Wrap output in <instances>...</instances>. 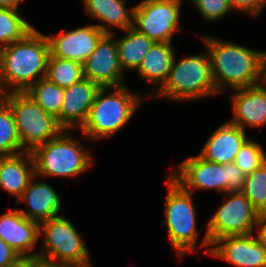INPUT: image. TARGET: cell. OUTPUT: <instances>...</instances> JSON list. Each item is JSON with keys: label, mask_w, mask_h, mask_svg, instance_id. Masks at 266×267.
I'll list each match as a JSON object with an SVG mask.
<instances>
[{"label": "cell", "mask_w": 266, "mask_h": 267, "mask_svg": "<svg viewBox=\"0 0 266 267\" xmlns=\"http://www.w3.org/2000/svg\"><path fill=\"white\" fill-rule=\"evenodd\" d=\"M49 55L46 35L35 28L22 40L1 49L0 76L6 92H26L45 78Z\"/></svg>", "instance_id": "obj_1"}, {"label": "cell", "mask_w": 266, "mask_h": 267, "mask_svg": "<svg viewBox=\"0 0 266 267\" xmlns=\"http://www.w3.org/2000/svg\"><path fill=\"white\" fill-rule=\"evenodd\" d=\"M208 51L217 93L260 84L263 51L217 37L201 36ZM227 87V88H226Z\"/></svg>", "instance_id": "obj_2"}, {"label": "cell", "mask_w": 266, "mask_h": 267, "mask_svg": "<svg viewBox=\"0 0 266 267\" xmlns=\"http://www.w3.org/2000/svg\"><path fill=\"white\" fill-rule=\"evenodd\" d=\"M139 96L127 89L126 85L101 87L96 93L88 118L80 129L83 139L96 141L115 135L126 126L142 104L143 99Z\"/></svg>", "instance_id": "obj_3"}, {"label": "cell", "mask_w": 266, "mask_h": 267, "mask_svg": "<svg viewBox=\"0 0 266 267\" xmlns=\"http://www.w3.org/2000/svg\"><path fill=\"white\" fill-rule=\"evenodd\" d=\"M153 97L184 102L219 95L212 75L211 61L204 53L185 56L179 61L174 56L168 77ZM157 95V96H156Z\"/></svg>", "instance_id": "obj_4"}, {"label": "cell", "mask_w": 266, "mask_h": 267, "mask_svg": "<svg viewBox=\"0 0 266 267\" xmlns=\"http://www.w3.org/2000/svg\"><path fill=\"white\" fill-rule=\"evenodd\" d=\"M68 130L36 147L32 152L38 177H76L93 165V157Z\"/></svg>", "instance_id": "obj_5"}, {"label": "cell", "mask_w": 266, "mask_h": 267, "mask_svg": "<svg viewBox=\"0 0 266 267\" xmlns=\"http://www.w3.org/2000/svg\"><path fill=\"white\" fill-rule=\"evenodd\" d=\"M165 183L168 187L164 207L166 218L161 227L166 226L175 255L178 254L179 259H183L185 254L198 248L199 230L193 194L184 190L170 176Z\"/></svg>", "instance_id": "obj_6"}, {"label": "cell", "mask_w": 266, "mask_h": 267, "mask_svg": "<svg viewBox=\"0 0 266 267\" xmlns=\"http://www.w3.org/2000/svg\"><path fill=\"white\" fill-rule=\"evenodd\" d=\"M39 237H44L41 261L69 267H92L89 251L79 231L69 219L55 216L39 224Z\"/></svg>", "instance_id": "obj_7"}, {"label": "cell", "mask_w": 266, "mask_h": 267, "mask_svg": "<svg viewBox=\"0 0 266 267\" xmlns=\"http://www.w3.org/2000/svg\"><path fill=\"white\" fill-rule=\"evenodd\" d=\"M4 101L14 115L22 152H32L64 130L26 92H9Z\"/></svg>", "instance_id": "obj_8"}, {"label": "cell", "mask_w": 266, "mask_h": 267, "mask_svg": "<svg viewBox=\"0 0 266 267\" xmlns=\"http://www.w3.org/2000/svg\"><path fill=\"white\" fill-rule=\"evenodd\" d=\"M225 202L217 208L206 225V233L199 247L208 248L225 236L253 234L258 212L251 202L241 193H225ZM206 246V247H205Z\"/></svg>", "instance_id": "obj_9"}, {"label": "cell", "mask_w": 266, "mask_h": 267, "mask_svg": "<svg viewBox=\"0 0 266 267\" xmlns=\"http://www.w3.org/2000/svg\"><path fill=\"white\" fill-rule=\"evenodd\" d=\"M183 3L176 0H142L135 5L133 28L154 42L171 43L179 26Z\"/></svg>", "instance_id": "obj_10"}, {"label": "cell", "mask_w": 266, "mask_h": 267, "mask_svg": "<svg viewBox=\"0 0 266 267\" xmlns=\"http://www.w3.org/2000/svg\"><path fill=\"white\" fill-rule=\"evenodd\" d=\"M177 165L169 176L184 190L192 194L199 189H215L222 194L227 193L226 164L211 162L197 155L188 157Z\"/></svg>", "instance_id": "obj_11"}, {"label": "cell", "mask_w": 266, "mask_h": 267, "mask_svg": "<svg viewBox=\"0 0 266 267\" xmlns=\"http://www.w3.org/2000/svg\"><path fill=\"white\" fill-rule=\"evenodd\" d=\"M116 36L104 34L95 50L82 64L84 78L97 83L100 87L123 86L124 71L119 63Z\"/></svg>", "instance_id": "obj_12"}, {"label": "cell", "mask_w": 266, "mask_h": 267, "mask_svg": "<svg viewBox=\"0 0 266 267\" xmlns=\"http://www.w3.org/2000/svg\"><path fill=\"white\" fill-rule=\"evenodd\" d=\"M209 255L234 267H266V250L254 234L222 237L212 244Z\"/></svg>", "instance_id": "obj_13"}, {"label": "cell", "mask_w": 266, "mask_h": 267, "mask_svg": "<svg viewBox=\"0 0 266 267\" xmlns=\"http://www.w3.org/2000/svg\"><path fill=\"white\" fill-rule=\"evenodd\" d=\"M104 34L96 25H87L46 37L51 56L83 64Z\"/></svg>", "instance_id": "obj_14"}, {"label": "cell", "mask_w": 266, "mask_h": 267, "mask_svg": "<svg viewBox=\"0 0 266 267\" xmlns=\"http://www.w3.org/2000/svg\"><path fill=\"white\" fill-rule=\"evenodd\" d=\"M0 238L21 258L38 257L34 252L39 242V223L22 215L20 209L0 216Z\"/></svg>", "instance_id": "obj_15"}, {"label": "cell", "mask_w": 266, "mask_h": 267, "mask_svg": "<svg viewBox=\"0 0 266 267\" xmlns=\"http://www.w3.org/2000/svg\"><path fill=\"white\" fill-rule=\"evenodd\" d=\"M101 87L88 79L64 88L60 126L69 132L85 124L97 91ZM71 129V130H70Z\"/></svg>", "instance_id": "obj_16"}, {"label": "cell", "mask_w": 266, "mask_h": 267, "mask_svg": "<svg viewBox=\"0 0 266 267\" xmlns=\"http://www.w3.org/2000/svg\"><path fill=\"white\" fill-rule=\"evenodd\" d=\"M233 91V117L228 121L245 131L266 125V89L258 84Z\"/></svg>", "instance_id": "obj_17"}, {"label": "cell", "mask_w": 266, "mask_h": 267, "mask_svg": "<svg viewBox=\"0 0 266 267\" xmlns=\"http://www.w3.org/2000/svg\"><path fill=\"white\" fill-rule=\"evenodd\" d=\"M246 132L226 121L211 134L198 155L222 165L234 162L238 151L248 139Z\"/></svg>", "instance_id": "obj_18"}, {"label": "cell", "mask_w": 266, "mask_h": 267, "mask_svg": "<svg viewBox=\"0 0 266 267\" xmlns=\"http://www.w3.org/2000/svg\"><path fill=\"white\" fill-rule=\"evenodd\" d=\"M36 175L29 181L22 197L17 200V203H25L30 207L25 210H20L22 215L29 220L37 223L44 222L61 212L62 201L60 195L48 183L42 181L35 182Z\"/></svg>", "instance_id": "obj_19"}, {"label": "cell", "mask_w": 266, "mask_h": 267, "mask_svg": "<svg viewBox=\"0 0 266 267\" xmlns=\"http://www.w3.org/2000/svg\"><path fill=\"white\" fill-rule=\"evenodd\" d=\"M85 11L105 34H113L111 28L126 30L133 27L135 6L126 9L127 0H82ZM109 26V27H108Z\"/></svg>", "instance_id": "obj_20"}, {"label": "cell", "mask_w": 266, "mask_h": 267, "mask_svg": "<svg viewBox=\"0 0 266 267\" xmlns=\"http://www.w3.org/2000/svg\"><path fill=\"white\" fill-rule=\"evenodd\" d=\"M35 175L31 152L0 157V188L15 196L22 197L31 178Z\"/></svg>", "instance_id": "obj_21"}, {"label": "cell", "mask_w": 266, "mask_h": 267, "mask_svg": "<svg viewBox=\"0 0 266 267\" xmlns=\"http://www.w3.org/2000/svg\"><path fill=\"white\" fill-rule=\"evenodd\" d=\"M171 43L155 42L142 60L136 72L140 79L146 80L149 84L156 85V91L165 83L175 53Z\"/></svg>", "instance_id": "obj_22"}, {"label": "cell", "mask_w": 266, "mask_h": 267, "mask_svg": "<svg viewBox=\"0 0 266 267\" xmlns=\"http://www.w3.org/2000/svg\"><path fill=\"white\" fill-rule=\"evenodd\" d=\"M124 32L126 35L116 39L120 66L126 72L137 70L155 42L133 27Z\"/></svg>", "instance_id": "obj_23"}, {"label": "cell", "mask_w": 266, "mask_h": 267, "mask_svg": "<svg viewBox=\"0 0 266 267\" xmlns=\"http://www.w3.org/2000/svg\"><path fill=\"white\" fill-rule=\"evenodd\" d=\"M30 97L49 115L54 116L60 125V111L64 88L46 78L34 83L27 91Z\"/></svg>", "instance_id": "obj_24"}, {"label": "cell", "mask_w": 266, "mask_h": 267, "mask_svg": "<svg viewBox=\"0 0 266 267\" xmlns=\"http://www.w3.org/2000/svg\"><path fill=\"white\" fill-rule=\"evenodd\" d=\"M45 78L67 88L84 79L82 63L49 55Z\"/></svg>", "instance_id": "obj_25"}, {"label": "cell", "mask_w": 266, "mask_h": 267, "mask_svg": "<svg viewBox=\"0 0 266 267\" xmlns=\"http://www.w3.org/2000/svg\"><path fill=\"white\" fill-rule=\"evenodd\" d=\"M18 10L0 8V50L22 40L34 27Z\"/></svg>", "instance_id": "obj_26"}, {"label": "cell", "mask_w": 266, "mask_h": 267, "mask_svg": "<svg viewBox=\"0 0 266 267\" xmlns=\"http://www.w3.org/2000/svg\"><path fill=\"white\" fill-rule=\"evenodd\" d=\"M22 153L14 115L9 105L0 102V157Z\"/></svg>", "instance_id": "obj_27"}, {"label": "cell", "mask_w": 266, "mask_h": 267, "mask_svg": "<svg viewBox=\"0 0 266 267\" xmlns=\"http://www.w3.org/2000/svg\"><path fill=\"white\" fill-rule=\"evenodd\" d=\"M241 193L251 202L258 213H266V160L250 174Z\"/></svg>", "instance_id": "obj_28"}, {"label": "cell", "mask_w": 266, "mask_h": 267, "mask_svg": "<svg viewBox=\"0 0 266 267\" xmlns=\"http://www.w3.org/2000/svg\"><path fill=\"white\" fill-rule=\"evenodd\" d=\"M266 160V152L257 141L248 138L238 151L234 163L248 175Z\"/></svg>", "instance_id": "obj_29"}, {"label": "cell", "mask_w": 266, "mask_h": 267, "mask_svg": "<svg viewBox=\"0 0 266 267\" xmlns=\"http://www.w3.org/2000/svg\"><path fill=\"white\" fill-rule=\"evenodd\" d=\"M192 4L207 21H218L233 11L229 0H194Z\"/></svg>", "instance_id": "obj_30"}, {"label": "cell", "mask_w": 266, "mask_h": 267, "mask_svg": "<svg viewBox=\"0 0 266 267\" xmlns=\"http://www.w3.org/2000/svg\"><path fill=\"white\" fill-rule=\"evenodd\" d=\"M226 175L227 193L241 192L245 184L246 174L234 162H231L226 164Z\"/></svg>", "instance_id": "obj_31"}, {"label": "cell", "mask_w": 266, "mask_h": 267, "mask_svg": "<svg viewBox=\"0 0 266 267\" xmlns=\"http://www.w3.org/2000/svg\"><path fill=\"white\" fill-rule=\"evenodd\" d=\"M232 9L257 17L266 5V0H229Z\"/></svg>", "instance_id": "obj_32"}, {"label": "cell", "mask_w": 266, "mask_h": 267, "mask_svg": "<svg viewBox=\"0 0 266 267\" xmlns=\"http://www.w3.org/2000/svg\"><path fill=\"white\" fill-rule=\"evenodd\" d=\"M19 258L21 257L0 238V267H8Z\"/></svg>", "instance_id": "obj_33"}, {"label": "cell", "mask_w": 266, "mask_h": 267, "mask_svg": "<svg viewBox=\"0 0 266 267\" xmlns=\"http://www.w3.org/2000/svg\"><path fill=\"white\" fill-rule=\"evenodd\" d=\"M255 235L259 244L266 250V213H259L255 223Z\"/></svg>", "instance_id": "obj_34"}, {"label": "cell", "mask_w": 266, "mask_h": 267, "mask_svg": "<svg viewBox=\"0 0 266 267\" xmlns=\"http://www.w3.org/2000/svg\"><path fill=\"white\" fill-rule=\"evenodd\" d=\"M8 267H35V257L19 258L15 263L9 265Z\"/></svg>", "instance_id": "obj_35"}, {"label": "cell", "mask_w": 266, "mask_h": 267, "mask_svg": "<svg viewBox=\"0 0 266 267\" xmlns=\"http://www.w3.org/2000/svg\"><path fill=\"white\" fill-rule=\"evenodd\" d=\"M22 0H0V8L19 10Z\"/></svg>", "instance_id": "obj_36"}, {"label": "cell", "mask_w": 266, "mask_h": 267, "mask_svg": "<svg viewBox=\"0 0 266 267\" xmlns=\"http://www.w3.org/2000/svg\"><path fill=\"white\" fill-rule=\"evenodd\" d=\"M260 84L266 89V51H263L262 60H261Z\"/></svg>", "instance_id": "obj_37"}, {"label": "cell", "mask_w": 266, "mask_h": 267, "mask_svg": "<svg viewBox=\"0 0 266 267\" xmlns=\"http://www.w3.org/2000/svg\"><path fill=\"white\" fill-rule=\"evenodd\" d=\"M35 267H69V266L47 263L41 261L38 257H35Z\"/></svg>", "instance_id": "obj_38"}, {"label": "cell", "mask_w": 266, "mask_h": 267, "mask_svg": "<svg viewBox=\"0 0 266 267\" xmlns=\"http://www.w3.org/2000/svg\"><path fill=\"white\" fill-rule=\"evenodd\" d=\"M7 92L3 87L2 81H1V76H0V102H3L5 99Z\"/></svg>", "instance_id": "obj_39"}, {"label": "cell", "mask_w": 266, "mask_h": 267, "mask_svg": "<svg viewBox=\"0 0 266 267\" xmlns=\"http://www.w3.org/2000/svg\"><path fill=\"white\" fill-rule=\"evenodd\" d=\"M176 1L179 3H182L184 0H176ZM186 1H189V3H192L194 0H186Z\"/></svg>", "instance_id": "obj_40"}]
</instances>
